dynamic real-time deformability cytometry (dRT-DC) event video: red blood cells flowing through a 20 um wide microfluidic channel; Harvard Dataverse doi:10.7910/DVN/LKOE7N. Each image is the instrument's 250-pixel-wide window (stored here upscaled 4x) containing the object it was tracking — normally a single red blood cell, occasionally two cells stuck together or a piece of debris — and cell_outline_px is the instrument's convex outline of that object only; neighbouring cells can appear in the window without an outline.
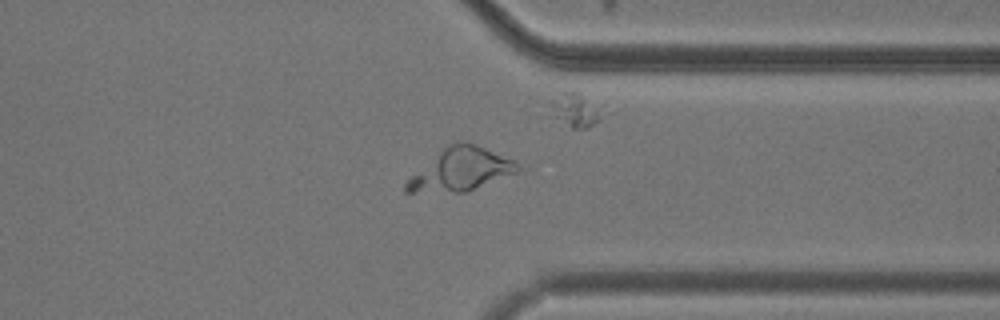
{"species": "common noctule bat (a hibernating species)", "species_latin": "Nyctalus noctula", "temperature_condition": "cold", "stored_images_in_passage": 60, "camera_frame_rate_fps": 3000, "um_per_image_px": 0.085, "animal": {"sex": "male", "body_mass_g": 20.5, "forearm_length_mm": 52.5}, "frame": {"image": 1, "passage_image": 47, "time_ms": 15.333, "image_size_px": [1000, 320], "cell_outline_px": [[520, 172], [468, 192], [404, 192], [404, 184], [412, 176], [448, 144], [456, 140], [464, 140], [476, 144], [512, 160], [520, 168]], "centroid_in_image_um": [39.2, 14.42], "position_along_channel_um": 372.2, "area_um2": 27.51}}